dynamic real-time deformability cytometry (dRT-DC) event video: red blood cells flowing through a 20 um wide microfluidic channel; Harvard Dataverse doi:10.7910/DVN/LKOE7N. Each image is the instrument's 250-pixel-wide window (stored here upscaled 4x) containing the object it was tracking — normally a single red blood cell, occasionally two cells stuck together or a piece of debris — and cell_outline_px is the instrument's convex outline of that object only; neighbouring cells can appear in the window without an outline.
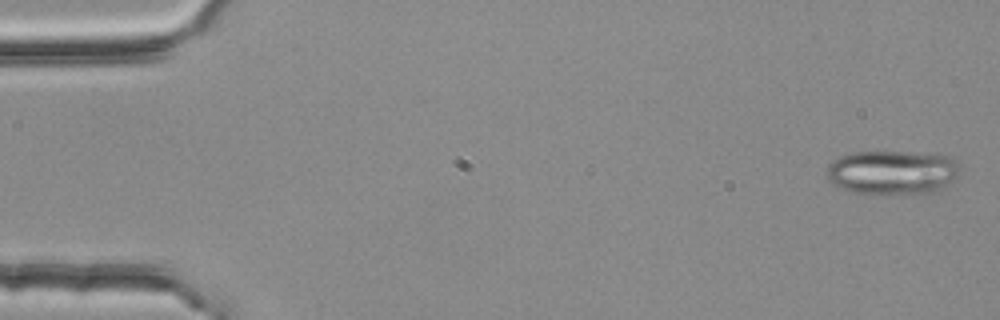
{"species": "common noctule bat (a hibernating species)", "species_latin": "Nyctalus noctula", "temperature_condition": "room temperature", "stored_images_in_passage": 4, "camera_frame_rate_fps": 3000, "um_per_image_px": 0.085, "animal": {"sex": "female", "body_mass_g": 25.1}, "frame": {"image": 1, "passage_image": 1, "time_ms": 0.0, "image_size_px": [1000, 320], "cell_outline_px": [[960, 168], [956, 176], [952, 180], [936, 192], [912, 196], [852, 192], [840, 188], [832, 184], [828, 180], [828, 164], [832, 160], [848, 152], [908, 152], [952, 156], [960, 164]], "centroid_in_image_um": [75.86, 14.67], "position_along_channel_um": 9.1, "area_um2": 35.03}}